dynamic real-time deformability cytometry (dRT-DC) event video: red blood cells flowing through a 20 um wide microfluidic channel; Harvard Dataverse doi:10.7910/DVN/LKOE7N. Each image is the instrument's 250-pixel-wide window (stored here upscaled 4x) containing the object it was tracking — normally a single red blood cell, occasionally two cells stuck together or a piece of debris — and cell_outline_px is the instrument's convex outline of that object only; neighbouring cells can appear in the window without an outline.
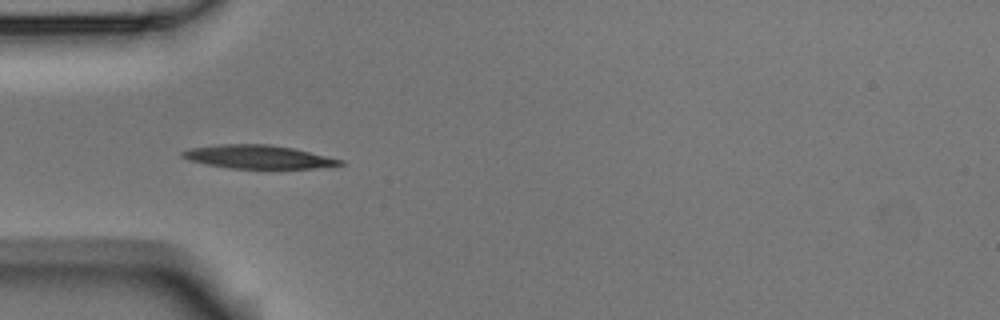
{"species": "Egyptian fruit bat (a non-hibernating species)", "species_latin": "Rousettus aegyptiacus", "temperature_condition": "room temperature", "stored_images_in_passage": 5, "camera_frame_rate_fps": 3000, "um_per_image_px": 0.085, "animal": {"sex": "male"}, "frame": {"image": 1, "passage_image": 4, "time_ms": 1.0, "image_size_px": [1000, 320], "cell_outline_px": [[344, 164], [332, 168], [228, 168], [204, 164], [188, 160], [180, 156], [180, 152], [188, 148], [216, 144], [268, 144], [292, 148], [344, 160]], "centroid_in_image_um": [21.92, 13.34], "position_along_channel_um": 63.1, "area_um2": 21.79}}
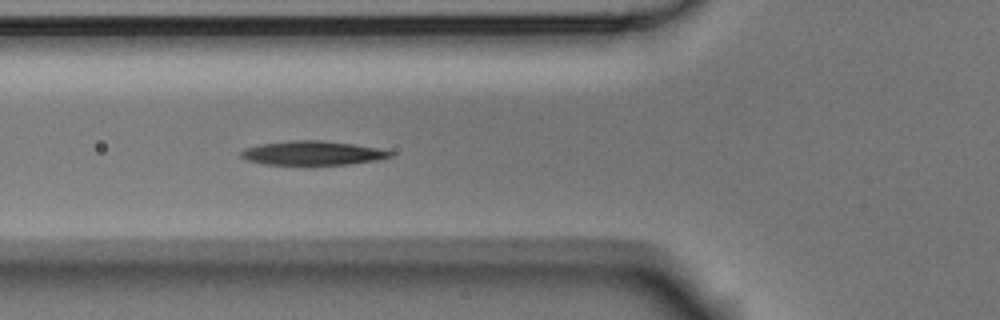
{"frame": {"image": 2, "passage_image": 5, "time_ms": 1.333, "image_size_px": [1000, 320], "cell_outline_px": [[392, 156], [380, 160], [348, 164], [264, 164], [248, 160], [240, 156], [240, 152], [244, 148], [260, 144], [292, 140], [320, 140], [352, 144], [376, 148], [392, 152]], "centroid_in_image_um": [26.55, 13.0], "position_along_channel_um": 99.3, "area_um2": 20.69}}